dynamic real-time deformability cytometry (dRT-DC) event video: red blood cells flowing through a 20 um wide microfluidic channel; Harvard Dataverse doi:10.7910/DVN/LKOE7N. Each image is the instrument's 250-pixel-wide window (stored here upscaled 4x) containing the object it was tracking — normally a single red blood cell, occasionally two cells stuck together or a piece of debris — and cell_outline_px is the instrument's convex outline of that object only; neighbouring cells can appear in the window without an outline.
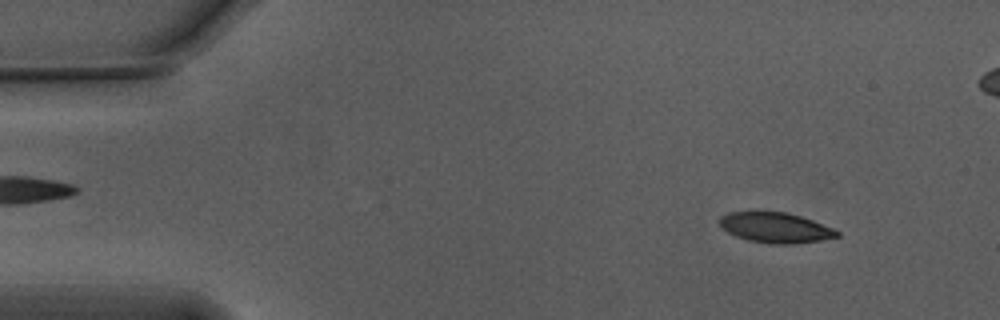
{"species": "Egyptian fruit bat (a non-hibernating species)", "species_latin": "Rousettus aegyptiacus", "temperature_condition": "warm", "stored_images_in_passage": 47, "camera_frame_rate_fps": 3000, "um_per_image_px": 0.085, "animal": {"sex": "male"}, "frame": {"image": 1, "passage_image": 5, "time_ms": 1.333, "image_size_px": [1000, 320], "cell_outline_px": [[840, 236], [820, 240], [792, 244], [772, 244], [748, 240], [736, 236], [728, 232], [720, 224], [720, 216], [728, 212], [784, 212], [800, 216], [812, 220], [832, 228], [840, 232]], "centroid_in_image_um": [65.92, 19.35], "position_along_channel_um": 19.1, "area_um2": 20.46}}
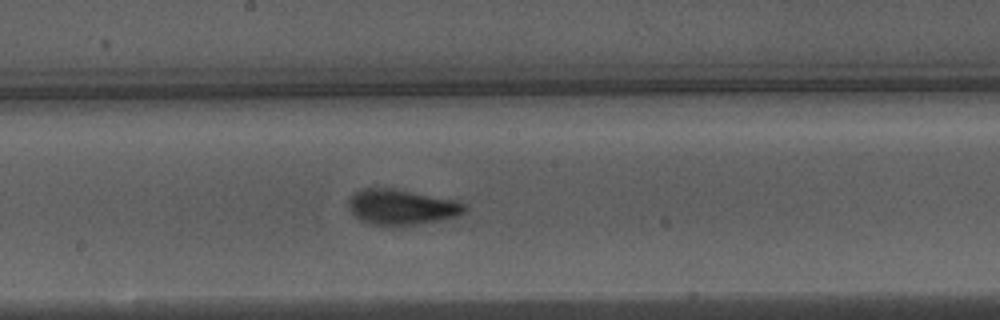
{"frame": {"image": 2, "passage_image": 28, "time_ms": 9.0, "image_size_px": [1000, 320], "cell_outline_px": [[468, 208], [464, 212], [456, 216], [436, 220], [392, 228], [372, 224], [352, 216], [348, 208], [348, 200], [356, 192], [364, 188], [392, 188], [456, 200], [464, 204]], "centroid_in_image_um": [34.08, 17.61], "position_along_channel_um": 214.1, "area_um2": 24.04}}
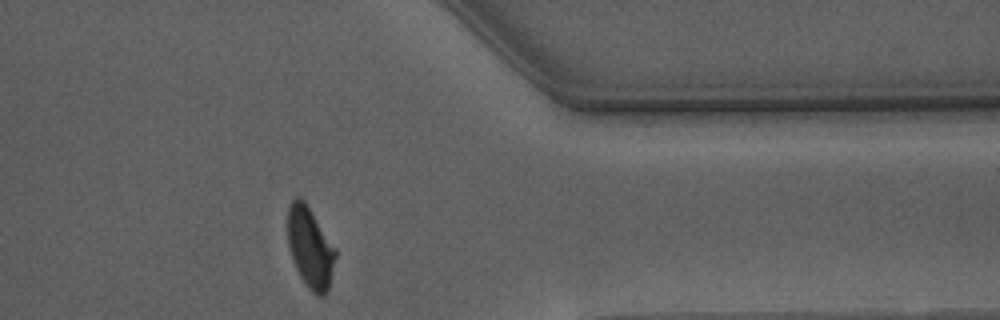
{"frame": {"image": 3, "passage_image": 43, "time_ms": 14.0, "image_size_px": [1000, 320], "cell_outline_px": [[336, 256], [328, 288], [324, 296], [316, 296], [308, 288], [300, 276], [296, 268], [288, 244], [288, 204], [296, 196], [300, 196], [304, 200], [336, 248]], "centroid_in_image_um": [26.36, 21.02], "position_along_channel_um": 385.0, "area_um2": 22.37}, "authors_computed_cell_mechanics": {"area_um2": 22.6576, "velocity_mm_per_s": 3.7477, "shape_relaxation_time_tau1_ms": 3.1859, "shape_relaxation_time_tau2_ms": 0.9314, "deformation_change_tau1": 0.1585, "deformation_change_tau2": 0.0757}}